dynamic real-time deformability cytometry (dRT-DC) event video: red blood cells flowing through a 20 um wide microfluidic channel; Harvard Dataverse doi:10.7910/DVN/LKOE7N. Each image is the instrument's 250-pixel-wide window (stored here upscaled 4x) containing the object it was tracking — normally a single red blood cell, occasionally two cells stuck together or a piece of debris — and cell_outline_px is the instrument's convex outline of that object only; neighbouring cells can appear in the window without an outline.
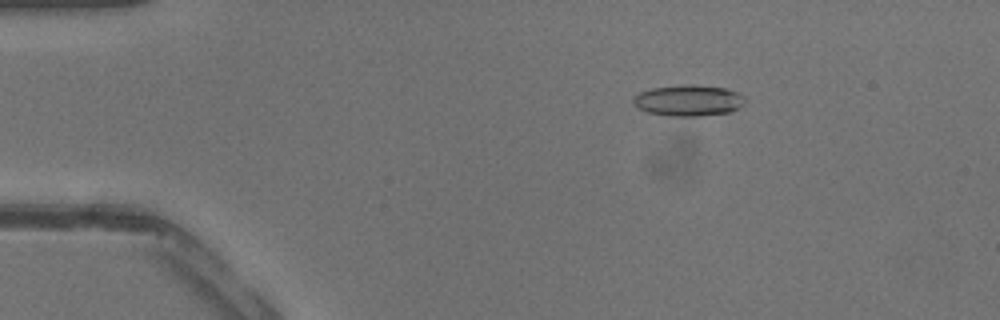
{"species": "common noctule bat (a hibernating species)", "species_latin": "Nyctalus noctula", "temperature_condition": "warm", "stored_images_in_passage": 41, "camera_frame_rate_fps": 3000, "um_per_image_px": 0.085, "animal": {"sex": "male", "body_mass_g": 13.3}, "frame": {"image": 1, "passage_image": 7, "time_ms": 2.0, "image_size_px": [1000, 320], "cell_outline_px": [[748, 100], [740, 108], [728, 112], [700, 116], [668, 116], [648, 112], [636, 108], [632, 104], [632, 100], [640, 92], [652, 88], [680, 84], [692, 84], [724, 88], [736, 92], [744, 96]], "centroid_in_image_um": [58.52, 8.54], "position_along_channel_um": 26.5, "area_um2": 20.52}}
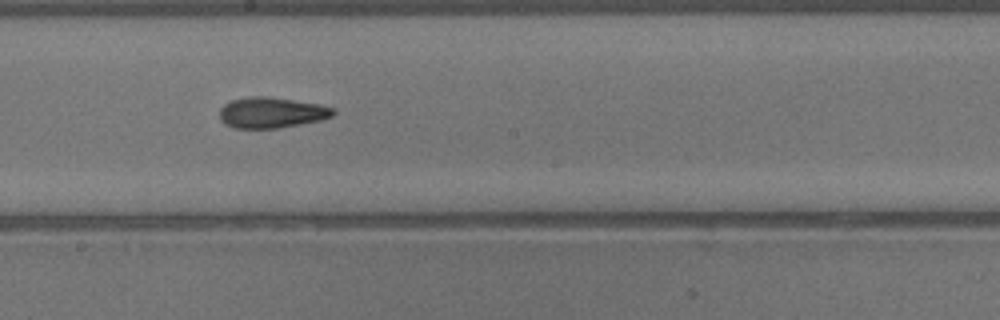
{"frame": {"image": 2, "passage_image": 23, "time_ms": 7.333, "image_size_px": [1000, 320], "cell_outline_px": [[336, 112], [332, 116], [324, 120], [276, 128], [232, 128], [224, 124], [220, 120], [220, 108], [224, 104], [232, 100], [248, 96], [268, 96], [320, 104], [336, 108]], "centroid_in_image_um": [23.09, 9.57], "position_along_channel_um": 225.1, "area_um2": 20.63}}
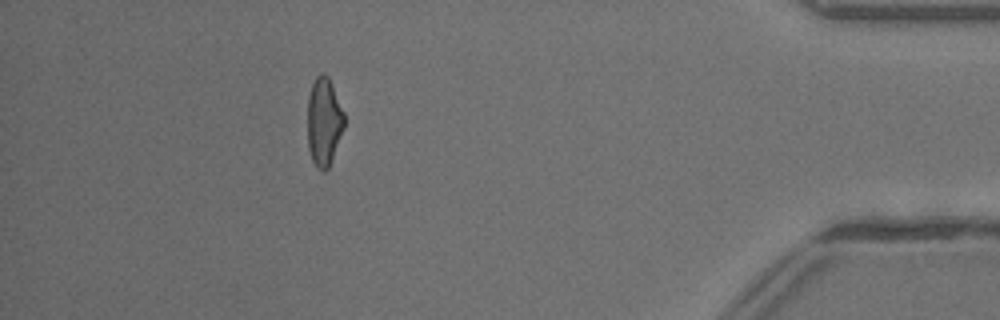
{"frame": {"image": 3, "passage_image": 37, "time_ms": 12.0, "image_size_px": [1000, 320], "cell_outline_px": [[344, 128], [328, 168], [324, 172], [320, 172], [316, 168], [312, 160], [308, 148], [308, 96], [312, 84], [316, 76], [320, 72], [324, 72], [328, 76], [332, 84], [344, 112]], "centroid_in_image_um": [27.53, 10.34], "position_along_channel_um": 407.7, "area_um2": 19.02}}